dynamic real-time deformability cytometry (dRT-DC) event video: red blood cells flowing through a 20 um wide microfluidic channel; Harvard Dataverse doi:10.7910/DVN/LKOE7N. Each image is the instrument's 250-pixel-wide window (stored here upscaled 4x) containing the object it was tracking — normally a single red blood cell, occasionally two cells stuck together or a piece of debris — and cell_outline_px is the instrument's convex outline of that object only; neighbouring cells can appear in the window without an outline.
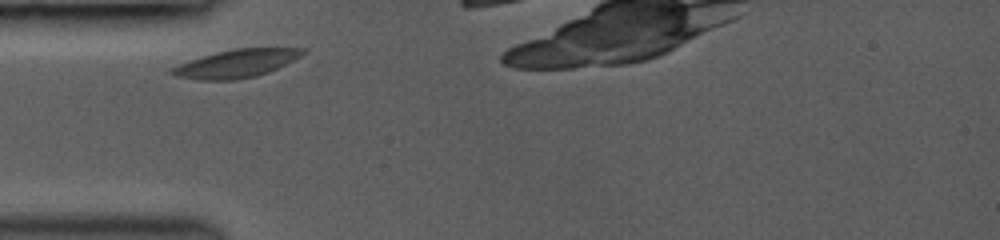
{"species": "common noctule bat (a hibernating species)", "species_latin": "Nyctalus noctula", "temperature_condition": "room temperature", "stored_images_in_passage": 7, "camera_frame_rate_fps": 3000, "um_per_image_px": 0.085, "animal": {"sex": "female", "body_mass_g": 19.0, "forearm_length_mm": 53.3}, "frame": {"image": 1, "passage_image": 1, "time_ms": 0.0, "image_size_px": [1000, 240], "cell_outline_px": [[304, 52], [300, 56], [268, 72], [256, 76], [236, 80], [200, 80], [176, 76], [168, 72], [168, 68], [216, 52], [236, 48], [304, 48]], "centroid_in_image_um": [20.04, 5.41], "position_along_channel_um": 65.0, "area_um2": 21.04}}
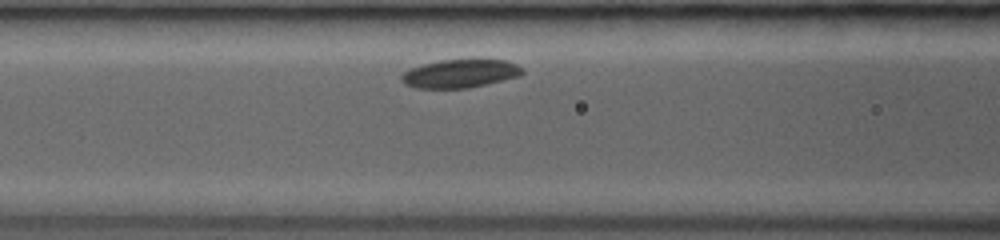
{"frame": {"image": 2, "passage_image": 4, "time_ms": 1.667, "image_size_px": [1000, 240], "cell_outline_px": [[524, 72], [520, 76], [468, 88], [416, 88], [404, 84], [400, 80], [400, 76], [404, 72], [412, 68], [424, 64], [440, 60], [508, 60], [524, 68]], "centroid_in_image_um": [39.12, 6.26], "position_along_channel_um": 127.5, "area_um2": 19.88}}
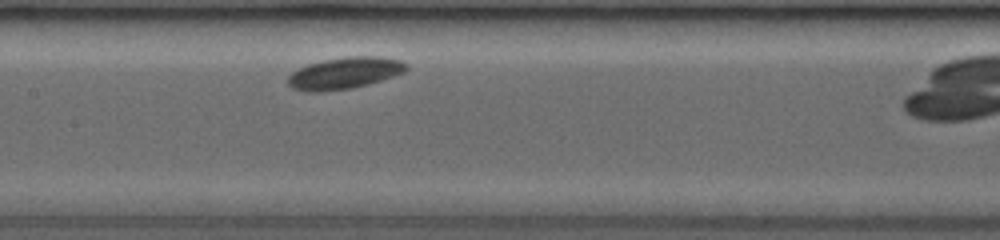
{"frame": {"image": 3, "passage_image": 6, "time_ms": 3.0, "image_size_px": [1000, 240], "cell_outline_px": [[408, 68], [404, 72], [368, 84], [352, 88], [320, 92], [308, 92], [292, 88], [288, 84], [288, 76], [292, 72], [308, 64], [324, 60], [348, 56], [380, 56], [400, 60], [408, 64]], "centroid_in_image_um": [29.29, 6.21], "position_along_channel_um": 178.1, "area_um2": 21.79}}